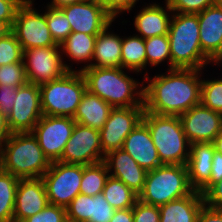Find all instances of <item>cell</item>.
<instances>
[{"label":"cell","mask_w":222,"mask_h":222,"mask_svg":"<svg viewBox=\"0 0 222 222\" xmlns=\"http://www.w3.org/2000/svg\"><path fill=\"white\" fill-rule=\"evenodd\" d=\"M195 69H168L144 87V110L159 115L180 116L201 102L202 80Z\"/></svg>","instance_id":"6da1fadb"},{"label":"cell","mask_w":222,"mask_h":222,"mask_svg":"<svg viewBox=\"0 0 222 222\" xmlns=\"http://www.w3.org/2000/svg\"><path fill=\"white\" fill-rule=\"evenodd\" d=\"M81 72L86 80L87 90L113 108L144 106V87L135 91L139 83L126 75L123 68L88 67Z\"/></svg>","instance_id":"7a4b0ae2"},{"label":"cell","mask_w":222,"mask_h":222,"mask_svg":"<svg viewBox=\"0 0 222 222\" xmlns=\"http://www.w3.org/2000/svg\"><path fill=\"white\" fill-rule=\"evenodd\" d=\"M170 18L171 69H204L210 60L201 49L197 14L173 13Z\"/></svg>","instance_id":"3957f363"},{"label":"cell","mask_w":222,"mask_h":222,"mask_svg":"<svg viewBox=\"0 0 222 222\" xmlns=\"http://www.w3.org/2000/svg\"><path fill=\"white\" fill-rule=\"evenodd\" d=\"M0 160L2 170L19 179L41 178L51 164L32 132L12 133L3 145Z\"/></svg>","instance_id":"277c9868"},{"label":"cell","mask_w":222,"mask_h":222,"mask_svg":"<svg viewBox=\"0 0 222 222\" xmlns=\"http://www.w3.org/2000/svg\"><path fill=\"white\" fill-rule=\"evenodd\" d=\"M142 121L148 126L162 164H187L190 142L179 116L159 115L144 110Z\"/></svg>","instance_id":"5b68a950"},{"label":"cell","mask_w":222,"mask_h":222,"mask_svg":"<svg viewBox=\"0 0 222 222\" xmlns=\"http://www.w3.org/2000/svg\"><path fill=\"white\" fill-rule=\"evenodd\" d=\"M192 191L186 165L162 164L147 172L144 188L138 199L143 203L159 207L185 197Z\"/></svg>","instance_id":"8992f818"},{"label":"cell","mask_w":222,"mask_h":222,"mask_svg":"<svg viewBox=\"0 0 222 222\" xmlns=\"http://www.w3.org/2000/svg\"><path fill=\"white\" fill-rule=\"evenodd\" d=\"M39 88L43 115L73 118L87 84L81 71L72 70Z\"/></svg>","instance_id":"52a82bcc"},{"label":"cell","mask_w":222,"mask_h":222,"mask_svg":"<svg viewBox=\"0 0 222 222\" xmlns=\"http://www.w3.org/2000/svg\"><path fill=\"white\" fill-rule=\"evenodd\" d=\"M83 165L60 161L51 162L41 177L45 184L48 202L66 208L79 194Z\"/></svg>","instance_id":"ba28073f"},{"label":"cell","mask_w":222,"mask_h":222,"mask_svg":"<svg viewBox=\"0 0 222 222\" xmlns=\"http://www.w3.org/2000/svg\"><path fill=\"white\" fill-rule=\"evenodd\" d=\"M32 3V0H25L18 8L11 29L22 49L60 46L49 31L45 13L39 14Z\"/></svg>","instance_id":"9c48e42d"},{"label":"cell","mask_w":222,"mask_h":222,"mask_svg":"<svg viewBox=\"0 0 222 222\" xmlns=\"http://www.w3.org/2000/svg\"><path fill=\"white\" fill-rule=\"evenodd\" d=\"M59 48L61 46L24 50L23 64L28 83L41 86L62 77L68 71H72V68L63 62L62 52Z\"/></svg>","instance_id":"30bf717a"},{"label":"cell","mask_w":222,"mask_h":222,"mask_svg":"<svg viewBox=\"0 0 222 222\" xmlns=\"http://www.w3.org/2000/svg\"><path fill=\"white\" fill-rule=\"evenodd\" d=\"M75 123L70 117L43 115L34 126L32 134L50 162L61 158Z\"/></svg>","instance_id":"8fae6325"},{"label":"cell","mask_w":222,"mask_h":222,"mask_svg":"<svg viewBox=\"0 0 222 222\" xmlns=\"http://www.w3.org/2000/svg\"><path fill=\"white\" fill-rule=\"evenodd\" d=\"M144 106L112 108L100 132L103 156L122 149L125 138L142 120Z\"/></svg>","instance_id":"7c38bea8"},{"label":"cell","mask_w":222,"mask_h":222,"mask_svg":"<svg viewBox=\"0 0 222 222\" xmlns=\"http://www.w3.org/2000/svg\"><path fill=\"white\" fill-rule=\"evenodd\" d=\"M100 132L75 123L70 139L65 145L60 162L91 165L104 161Z\"/></svg>","instance_id":"4fadbf2b"},{"label":"cell","mask_w":222,"mask_h":222,"mask_svg":"<svg viewBox=\"0 0 222 222\" xmlns=\"http://www.w3.org/2000/svg\"><path fill=\"white\" fill-rule=\"evenodd\" d=\"M13 109L7 117L12 133L32 132L43 116L39 86L27 83L18 87Z\"/></svg>","instance_id":"5bb4252c"},{"label":"cell","mask_w":222,"mask_h":222,"mask_svg":"<svg viewBox=\"0 0 222 222\" xmlns=\"http://www.w3.org/2000/svg\"><path fill=\"white\" fill-rule=\"evenodd\" d=\"M190 144L212 143L222 131V114L201 103L179 116Z\"/></svg>","instance_id":"9a60e30c"},{"label":"cell","mask_w":222,"mask_h":222,"mask_svg":"<svg viewBox=\"0 0 222 222\" xmlns=\"http://www.w3.org/2000/svg\"><path fill=\"white\" fill-rule=\"evenodd\" d=\"M66 15L72 32L98 35L114 21V18L99 4L75 2L60 8Z\"/></svg>","instance_id":"2e32d148"},{"label":"cell","mask_w":222,"mask_h":222,"mask_svg":"<svg viewBox=\"0 0 222 222\" xmlns=\"http://www.w3.org/2000/svg\"><path fill=\"white\" fill-rule=\"evenodd\" d=\"M48 204L46 188L42 178L19 179L13 222H20L41 212Z\"/></svg>","instance_id":"e0dca14e"},{"label":"cell","mask_w":222,"mask_h":222,"mask_svg":"<svg viewBox=\"0 0 222 222\" xmlns=\"http://www.w3.org/2000/svg\"><path fill=\"white\" fill-rule=\"evenodd\" d=\"M114 212L102 193L95 196L79 193L66 207L68 222H110Z\"/></svg>","instance_id":"ac0fdd59"},{"label":"cell","mask_w":222,"mask_h":222,"mask_svg":"<svg viewBox=\"0 0 222 222\" xmlns=\"http://www.w3.org/2000/svg\"><path fill=\"white\" fill-rule=\"evenodd\" d=\"M122 149L147 172L162 165L148 126L142 120L125 138Z\"/></svg>","instance_id":"d6986e66"},{"label":"cell","mask_w":222,"mask_h":222,"mask_svg":"<svg viewBox=\"0 0 222 222\" xmlns=\"http://www.w3.org/2000/svg\"><path fill=\"white\" fill-rule=\"evenodd\" d=\"M104 162L111 173L110 176L122 181L137 195L143 191L147 171L139 166L126 151L117 149L109 152ZM111 169L114 172H111Z\"/></svg>","instance_id":"ffe728a7"},{"label":"cell","mask_w":222,"mask_h":222,"mask_svg":"<svg viewBox=\"0 0 222 222\" xmlns=\"http://www.w3.org/2000/svg\"><path fill=\"white\" fill-rule=\"evenodd\" d=\"M203 54L211 61L222 50V11L215 5L197 13Z\"/></svg>","instance_id":"44dd1931"},{"label":"cell","mask_w":222,"mask_h":222,"mask_svg":"<svg viewBox=\"0 0 222 222\" xmlns=\"http://www.w3.org/2000/svg\"><path fill=\"white\" fill-rule=\"evenodd\" d=\"M214 152L213 143L190 144V154L186 166L189 184L193 190L200 191L209 182Z\"/></svg>","instance_id":"7402d4cb"},{"label":"cell","mask_w":222,"mask_h":222,"mask_svg":"<svg viewBox=\"0 0 222 222\" xmlns=\"http://www.w3.org/2000/svg\"><path fill=\"white\" fill-rule=\"evenodd\" d=\"M203 195L193 190L189 195L159 206V222H197L204 206Z\"/></svg>","instance_id":"603a6c76"},{"label":"cell","mask_w":222,"mask_h":222,"mask_svg":"<svg viewBox=\"0 0 222 222\" xmlns=\"http://www.w3.org/2000/svg\"><path fill=\"white\" fill-rule=\"evenodd\" d=\"M113 107L99 96L86 90L73 117L76 123L100 131Z\"/></svg>","instance_id":"cb8c5ba5"},{"label":"cell","mask_w":222,"mask_h":222,"mask_svg":"<svg viewBox=\"0 0 222 222\" xmlns=\"http://www.w3.org/2000/svg\"><path fill=\"white\" fill-rule=\"evenodd\" d=\"M166 8L154 3L141 9L139 14L136 15L134 25L136 30L141 34L143 39L168 35L170 16L165 9L170 13L172 10L169 8L167 2Z\"/></svg>","instance_id":"d4e9b609"},{"label":"cell","mask_w":222,"mask_h":222,"mask_svg":"<svg viewBox=\"0 0 222 222\" xmlns=\"http://www.w3.org/2000/svg\"><path fill=\"white\" fill-rule=\"evenodd\" d=\"M111 24L106 27L100 34L96 36V43L93 52V61L95 63H89L85 65L81 70L88 67H115L121 68V49L122 38L116 34L110 33L107 30Z\"/></svg>","instance_id":"484cf974"},{"label":"cell","mask_w":222,"mask_h":222,"mask_svg":"<svg viewBox=\"0 0 222 222\" xmlns=\"http://www.w3.org/2000/svg\"><path fill=\"white\" fill-rule=\"evenodd\" d=\"M97 35H88L80 32H71L60 44L62 52L78 62L93 60V52Z\"/></svg>","instance_id":"4316f807"},{"label":"cell","mask_w":222,"mask_h":222,"mask_svg":"<svg viewBox=\"0 0 222 222\" xmlns=\"http://www.w3.org/2000/svg\"><path fill=\"white\" fill-rule=\"evenodd\" d=\"M121 68L135 72L146 69L145 39L138 35L122 38Z\"/></svg>","instance_id":"83f0119b"},{"label":"cell","mask_w":222,"mask_h":222,"mask_svg":"<svg viewBox=\"0 0 222 222\" xmlns=\"http://www.w3.org/2000/svg\"><path fill=\"white\" fill-rule=\"evenodd\" d=\"M105 200L115 209L133 208L138 195L117 178L109 175L102 191Z\"/></svg>","instance_id":"f1b7e54d"},{"label":"cell","mask_w":222,"mask_h":222,"mask_svg":"<svg viewBox=\"0 0 222 222\" xmlns=\"http://www.w3.org/2000/svg\"><path fill=\"white\" fill-rule=\"evenodd\" d=\"M18 181L11 173L0 171V222H13Z\"/></svg>","instance_id":"f546056e"},{"label":"cell","mask_w":222,"mask_h":222,"mask_svg":"<svg viewBox=\"0 0 222 222\" xmlns=\"http://www.w3.org/2000/svg\"><path fill=\"white\" fill-rule=\"evenodd\" d=\"M109 175V170L104 161L91 165H83L80 192L90 196L102 193Z\"/></svg>","instance_id":"4dcf8cb0"},{"label":"cell","mask_w":222,"mask_h":222,"mask_svg":"<svg viewBox=\"0 0 222 222\" xmlns=\"http://www.w3.org/2000/svg\"><path fill=\"white\" fill-rule=\"evenodd\" d=\"M146 65L156 66L168 59L171 69V54L168 35H160L145 39Z\"/></svg>","instance_id":"1f68e13d"},{"label":"cell","mask_w":222,"mask_h":222,"mask_svg":"<svg viewBox=\"0 0 222 222\" xmlns=\"http://www.w3.org/2000/svg\"><path fill=\"white\" fill-rule=\"evenodd\" d=\"M47 7L45 17L49 31L55 42L60 45L72 32L71 25L60 8Z\"/></svg>","instance_id":"d6a6232c"},{"label":"cell","mask_w":222,"mask_h":222,"mask_svg":"<svg viewBox=\"0 0 222 222\" xmlns=\"http://www.w3.org/2000/svg\"><path fill=\"white\" fill-rule=\"evenodd\" d=\"M200 103L222 114V79L202 80Z\"/></svg>","instance_id":"836d02e7"},{"label":"cell","mask_w":222,"mask_h":222,"mask_svg":"<svg viewBox=\"0 0 222 222\" xmlns=\"http://www.w3.org/2000/svg\"><path fill=\"white\" fill-rule=\"evenodd\" d=\"M23 52L24 50L12 31L0 38V66L23 62Z\"/></svg>","instance_id":"e575fe53"},{"label":"cell","mask_w":222,"mask_h":222,"mask_svg":"<svg viewBox=\"0 0 222 222\" xmlns=\"http://www.w3.org/2000/svg\"><path fill=\"white\" fill-rule=\"evenodd\" d=\"M28 83L23 62H14L0 66V86L20 87Z\"/></svg>","instance_id":"d590c367"},{"label":"cell","mask_w":222,"mask_h":222,"mask_svg":"<svg viewBox=\"0 0 222 222\" xmlns=\"http://www.w3.org/2000/svg\"><path fill=\"white\" fill-rule=\"evenodd\" d=\"M175 13L197 14L215 5V0H165Z\"/></svg>","instance_id":"8d00e7d4"},{"label":"cell","mask_w":222,"mask_h":222,"mask_svg":"<svg viewBox=\"0 0 222 222\" xmlns=\"http://www.w3.org/2000/svg\"><path fill=\"white\" fill-rule=\"evenodd\" d=\"M20 222H68L66 208L49 203L41 212Z\"/></svg>","instance_id":"74e56055"},{"label":"cell","mask_w":222,"mask_h":222,"mask_svg":"<svg viewBox=\"0 0 222 222\" xmlns=\"http://www.w3.org/2000/svg\"><path fill=\"white\" fill-rule=\"evenodd\" d=\"M160 210L158 206L149 205L139 199L133 207V222H159Z\"/></svg>","instance_id":"f35d334b"},{"label":"cell","mask_w":222,"mask_h":222,"mask_svg":"<svg viewBox=\"0 0 222 222\" xmlns=\"http://www.w3.org/2000/svg\"><path fill=\"white\" fill-rule=\"evenodd\" d=\"M18 87L12 85L0 86V112L8 117L13 109L14 100L17 96Z\"/></svg>","instance_id":"ab89813d"},{"label":"cell","mask_w":222,"mask_h":222,"mask_svg":"<svg viewBox=\"0 0 222 222\" xmlns=\"http://www.w3.org/2000/svg\"><path fill=\"white\" fill-rule=\"evenodd\" d=\"M24 1L25 0H0V21L8 23L12 27L17 10Z\"/></svg>","instance_id":"60d3db41"},{"label":"cell","mask_w":222,"mask_h":222,"mask_svg":"<svg viewBox=\"0 0 222 222\" xmlns=\"http://www.w3.org/2000/svg\"><path fill=\"white\" fill-rule=\"evenodd\" d=\"M203 200L206 206L222 210V179L203 194Z\"/></svg>","instance_id":"b9f144b4"},{"label":"cell","mask_w":222,"mask_h":222,"mask_svg":"<svg viewBox=\"0 0 222 222\" xmlns=\"http://www.w3.org/2000/svg\"><path fill=\"white\" fill-rule=\"evenodd\" d=\"M138 0H103V7L115 19L122 11L132 10Z\"/></svg>","instance_id":"7bdbcfd3"},{"label":"cell","mask_w":222,"mask_h":222,"mask_svg":"<svg viewBox=\"0 0 222 222\" xmlns=\"http://www.w3.org/2000/svg\"><path fill=\"white\" fill-rule=\"evenodd\" d=\"M222 179V154L214 152L211 176L209 182L199 191L202 195L214 184Z\"/></svg>","instance_id":"ee69618b"},{"label":"cell","mask_w":222,"mask_h":222,"mask_svg":"<svg viewBox=\"0 0 222 222\" xmlns=\"http://www.w3.org/2000/svg\"><path fill=\"white\" fill-rule=\"evenodd\" d=\"M197 222H222V210L204 205L199 212Z\"/></svg>","instance_id":"f6af8a7d"},{"label":"cell","mask_w":222,"mask_h":222,"mask_svg":"<svg viewBox=\"0 0 222 222\" xmlns=\"http://www.w3.org/2000/svg\"><path fill=\"white\" fill-rule=\"evenodd\" d=\"M12 132L9 129L7 117L0 112V154L4 143L10 137Z\"/></svg>","instance_id":"bcb514c9"},{"label":"cell","mask_w":222,"mask_h":222,"mask_svg":"<svg viewBox=\"0 0 222 222\" xmlns=\"http://www.w3.org/2000/svg\"><path fill=\"white\" fill-rule=\"evenodd\" d=\"M110 222H133V208L115 210Z\"/></svg>","instance_id":"7dc6e473"},{"label":"cell","mask_w":222,"mask_h":222,"mask_svg":"<svg viewBox=\"0 0 222 222\" xmlns=\"http://www.w3.org/2000/svg\"><path fill=\"white\" fill-rule=\"evenodd\" d=\"M79 1L80 0H52V2L48 4L47 6L52 7V8H61L63 6L70 5Z\"/></svg>","instance_id":"c3c4849f"},{"label":"cell","mask_w":222,"mask_h":222,"mask_svg":"<svg viewBox=\"0 0 222 222\" xmlns=\"http://www.w3.org/2000/svg\"><path fill=\"white\" fill-rule=\"evenodd\" d=\"M11 29L12 27L8 23L0 21V38L8 35L12 31Z\"/></svg>","instance_id":"681fc988"},{"label":"cell","mask_w":222,"mask_h":222,"mask_svg":"<svg viewBox=\"0 0 222 222\" xmlns=\"http://www.w3.org/2000/svg\"><path fill=\"white\" fill-rule=\"evenodd\" d=\"M212 143L215 151L222 154V131L215 137Z\"/></svg>","instance_id":"f907efd6"},{"label":"cell","mask_w":222,"mask_h":222,"mask_svg":"<svg viewBox=\"0 0 222 222\" xmlns=\"http://www.w3.org/2000/svg\"><path fill=\"white\" fill-rule=\"evenodd\" d=\"M210 62H213L215 64H218L219 62H222V50L219 51Z\"/></svg>","instance_id":"816d5d0a"},{"label":"cell","mask_w":222,"mask_h":222,"mask_svg":"<svg viewBox=\"0 0 222 222\" xmlns=\"http://www.w3.org/2000/svg\"><path fill=\"white\" fill-rule=\"evenodd\" d=\"M80 1L90 2V3H96V4H99V5H102V6H103V0H80Z\"/></svg>","instance_id":"f5cc1de1"},{"label":"cell","mask_w":222,"mask_h":222,"mask_svg":"<svg viewBox=\"0 0 222 222\" xmlns=\"http://www.w3.org/2000/svg\"><path fill=\"white\" fill-rule=\"evenodd\" d=\"M215 6L222 11V0H215Z\"/></svg>","instance_id":"db71d44e"}]
</instances>
